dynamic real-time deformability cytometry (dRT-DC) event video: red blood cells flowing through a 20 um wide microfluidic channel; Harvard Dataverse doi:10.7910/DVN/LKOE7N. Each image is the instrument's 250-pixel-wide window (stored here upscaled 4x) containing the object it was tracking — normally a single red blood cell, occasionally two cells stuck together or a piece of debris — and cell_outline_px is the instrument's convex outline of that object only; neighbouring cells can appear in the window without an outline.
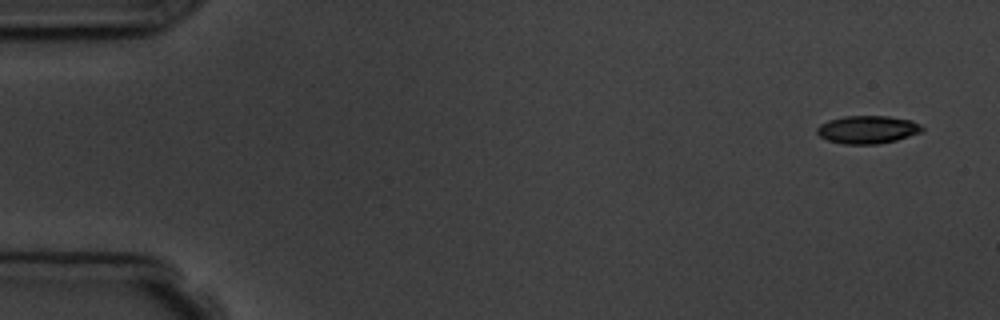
{"species": "common noctule bat (a hibernating species)", "species_latin": "Nyctalus noctula", "temperature_condition": "room temperature", "stored_images_in_passage": 6, "segment_of_instrument_passage": [1, 2], "camera_frame_rate_fps": 3000, "um_per_image_px": 0.085, "animal": {"sex": "male", "body_mass_g": 19.5, "forearm_length_mm": 54.6}, "frame": {"image": 1, "passage_image": 1, "time_ms": 0.0, "image_size_px": [1000, 320], "cell_outline_px": [[924, 128], [920, 132], [896, 140], [876, 144], [844, 144], [828, 140], [820, 136], [816, 132], [816, 128], [820, 124], [828, 120], [844, 116], [888, 116], [912, 120], [920, 124]], "centroid_in_image_um": [73.72, 11.0], "position_along_channel_um": 11.3, "area_um2": 17.05}}
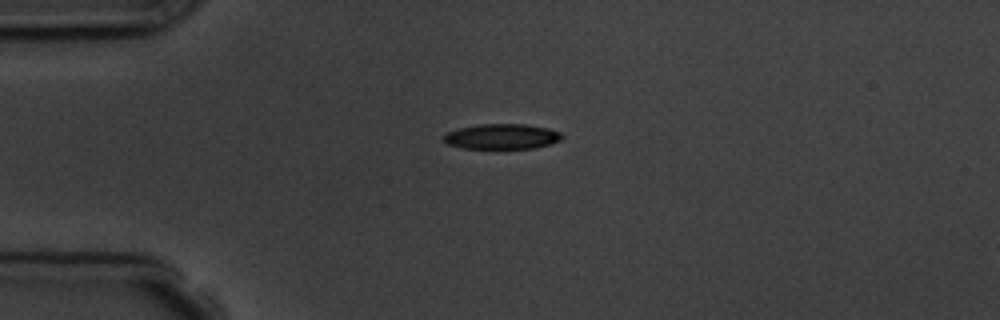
{"frame": {"image": 2, "passage_image": 4, "time_ms": 3.667, "image_size_px": [1000, 320], "cell_outline_px": [[564, 136], [560, 140], [536, 148], [460, 148], [448, 144], [444, 140], [444, 136], [448, 132], [460, 128], [480, 124], [524, 124], [548, 128], [560, 132]], "centroid_in_image_um": [42.68, 11.6], "position_along_channel_um": 42.3, "area_um2": 17.22}}